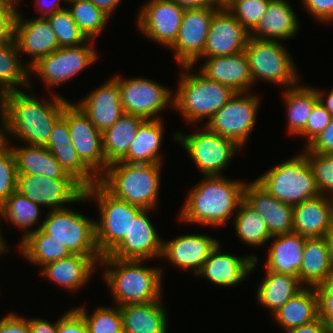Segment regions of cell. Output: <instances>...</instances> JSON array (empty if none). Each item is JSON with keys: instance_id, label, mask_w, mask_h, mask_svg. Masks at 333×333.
Instances as JSON below:
<instances>
[{"instance_id": "obj_1", "label": "cell", "mask_w": 333, "mask_h": 333, "mask_svg": "<svg viewBox=\"0 0 333 333\" xmlns=\"http://www.w3.org/2000/svg\"><path fill=\"white\" fill-rule=\"evenodd\" d=\"M52 96L50 101H42L21 90L3 94L0 97L1 139H7L9 134L27 145L45 147L54 124L69 103L63 96L54 93Z\"/></svg>"}, {"instance_id": "obj_11", "label": "cell", "mask_w": 333, "mask_h": 333, "mask_svg": "<svg viewBox=\"0 0 333 333\" xmlns=\"http://www.w3.org/2000/svg\"><path fill=\"white\" fill-rule=\"evenodd\" d=\"M246 94V95H244ZM258 95L235 93L205 124L212 132L233 140L243 148L256 124Z\"/></svg>"}, {"instance_id": "obj_10", "label": "cell", "mask_w": 333, "mask_h": 333, "mask_svg": "<svg viewBox=\"0 0 333 333\" xmlns=\"http://www.w3.org/2000/svg\"><path fill=\"white\" fill-rule=\"evenodd\" d=\"M38 228L63 243L72 254L101 256L95 240V221L68 207L50 210Z\"/></svg>"}, {"instance_id": "obj_59", "label": "cell", "mask_w": 333, "mask_h": 333, "mask_svg": "<svg viewBox=\"0 0 333 333\" xmlns=\"http://www.w3.org/2000/svg\"><path fill=\"white\" fill-rule=\"evenodd\" d=\"M61 0H52V2L47 3V1L44 0H36L34 3L35 6L39 7V11L42 10V15L39 17H47L48 15L54 14L55 12H58L60 10L65 9L64 7L60 6ZM41 8V9H40Z\"/></svg>"}, {"instance_id": "obj_34", "label": "cell", "mask_w": 333, "mask_h": 333, "mask_svg": "<svg viewBox=\"0 0 333 333\" xmlns=\"http://www.w3.org/2000/svg\"><path fill=\"white\" fill-rule=\"evenodd\" d=\"M16 160L17 173H27L48 178H73L69 175L53 154L42 146L12 147Z\"/></svg>"}, {"instance_id": "obj_17", "label": "cell", "mask_w": 333, "mask_h": 333, "mask_svg": "<svg viewBox=\"0 0 333 333\" xmlns=\"http://www.w3.org/2000/svg\"><path fill=\"white\" fill-rule=\"evenodd\" d=\"M139 11L140 32L153 42L170 47L177 38L185 8L174 0H149Z\"/></svg>"}, {"instance_id": "obj_15", "label": "cell", "mask_w": 333, "mask_h": 333, "mask_svg": "<svg viewBox=\"0 0 333 333\" xmlns=\"http://www.w3.org/2000/svg\"><path fill=\"white\" fill-rule=\"evenodd\" d=\"M68 122L72 144L81 162L99 179L107 170L102 133L80 107L69 102L62 115Z\"/></svg>"}, {"instance_id": "obj_52", "label": "cell", "mask_w": 333, "mask_h": 333, "mask_svg": "<svg viewBox=\"0 0 333 333\" xmlns=\"http://www.w3.org/2000/svg\"><path fill=\"white\" fill-rule=\"evenodd\" d=\"M308 13L319 22H333V0H301Z\"/></svg>"}, {"instance_id": "obj_65", "label": "cell", "mask_w": 333, "mask_h": 333, "mask_svg": "<svg viewBox=\"0 0 333 333\" xmlns=\"http://www.w3.org/2000/svg\"><path fill=\"white\" fill-rule=\"evenodd\" d=\"M234 0H211L212 5L217 8H227Z\"/></svg>"}, {"instance_id": "obj_55", "label": "cell", "mask_w": 333, "mask_h": 333, "mask_svg": "<svg viewBox=\"0 0 333 333\" xmlns=\"http://www.w3.org/2000/svg\"><path fill=\"white\" fill-rule=\"evenodd\" d=\"M0 333H30L29 319L9 312L0 319Z\"/></svg>"}, {"instance_id": "obj_36", "label": "cell", "mask_w": 333, "mask_h": 333, "mask_svg": "<svg viewBox=\"0 0 333 333\" xmlns=\"http://www.w3.org/2000/svg\"><path fill=\"white\" fill-rule=\"evenodd\" d=\"M144 120L140 116L124 113L113 126L102 133L103 152L108 164L120 161L127 154Z\"/></svg>"}, {"instance_id": "obj_20", "label": "cell", "mask_w": 333, "mask_h": 333, "mask_svg": "<svg viewBox=\"0 0 333 333\" xmlns=\"http://www.w3.org/2000/svg\"><path fill=\"white\" fill-rule=\"evenodd\" d=\"M15 21V34L19 53L31 56L27 67L34 65L40 58L59 49L58 39L49 21L45 17L22 19L19 13Z\"/></svg>"}, {"instance_id": "obj_35", "label": "cell", "mask_w": 333, "mask_h": 333, "mask_svg": "<svg viewBox=\"0 0 333 333\" xmlns=\"http://www.w3.org/2000/svg\"><path fill=\"white\" fill-rule=\"evenodd\" d=\"M266 271L265 278L259 285L256 299L272 312L279 310L288 300L301 291L303 285L299 278L289 274Z\"/></svg>"}, {"instance_id": "obj_12", "label": "cell", "mask_w": 333, "mask_h": 333, "mask_svg": "<svg viewBox=\"0 0 333 333\" xmlns=\"http://www.w3.org/2000/svg\"><path fill=\"white\" fill-rule=\"evenodd\" d=\"M17 192L30 201L50 210L67 208L65 203L87 201L84 187L74 178H48L46 176L18 173Z\"/></svg>"}, {"instance_id": "obj_2", "label": "cell", "mask_w": 333, "mask_h": 333, "mask_svg": "<svg viewBox=\"0 0 333 333\" xmlns=\"http://www.w3.org/2000/svg\"><path fill=\"white\" fill-rule=\"evenodd\" d=\"M204 181L191 188L179 214L185 223L223 226L243 200L245 182L223 175L203 176Z\"/></svg>"}, {"instance_id": "obj_44", "label": "cell", "mask_w": 333, "mask_h": 333, "mask_svg": "<svg viewBox=\"0 0 333 333\" xmlns=\"http://www.w3.org/2000/svg\"><path fill=\"white\" fill-rule=\"evenodd\" d=\"M65 171L84 188L99 182V179L81 162L74 146L46 147Z\"/></svg>"}, {"instance_id": "obj_39", "label": "cell", "mask_w": 333, "mask_h": 333, "mask_svg": "<svg viewBox=\"0 0 333 333\" xmlns=\"http://www.w3.org/2000/svg\"><path fill=\"white\" fill-rule=\"evenodd\" d=\"M19 54L15 39L0 44V97L5 93L21 90L17 86L32 88L30 68L21 63Z\"/></svg>"}, {"instance_id": "obj_51", "label": "cell", "mask_w": 333, "mask_h": 333, "mask_svg": "<svg viewBox=\"0 0 333 333\" xmlns=\"http://www.w3.org/2000/svg\"><path fill=\"white\" fill-rule=\"evenodd\" d=\"M57 333H89V329L83 317L72 308L57 320Z\"/></svg>"}, {"instance_id": "obj_56", "label": "cell", "mask_w": 333, "mask_h": 333, "mask_svg": "<svg viewBox=\"0 0 333 333\" xmlns=\"http://www.w3.org/2000/svg\"><path fill=\"white\" fill-rule=\"evenodd\" d=\"M17 14H0V44L14 40Z\"/></svg>"}, {"instance_id": "obj_58", "label": "cell", "mask_w": 333, "mask_h": 333, "mask_svg": "<svg viewBox=\"0 0 333 333\" xmlns=\"http://www.w3.org/2000/svg\"><path fill=\"white\" fill-rule=\"evenodd\" d=\"M286 333H328V326L320 319L285 331Z\"/></svg>"}, {"instance_id": "obj_61", "label": "cell", "mask_w": 333, "mask_h": 333, "mask_svg": "<svg viewBox=\"0 0 333 333\" xmlns=\"http://www.w3.org/2000/svg\"><path fill=\"white\" fill-rule=\"evenodd\" d=\"M185 9L213 6L211 0H174Z\"/></svg>"}, {"instance_id": "obj_27", "label": "cell", "mask_w": 333, "mask_h": 333, "mask_svg": "<svg viewBox=\"0 0 333 333\" xmlns=\"http://www.w3.org/2000/svg\"><path fill=\"white\" fill-rule=\"evenodd\" d=\"M102 256H85L71 254L66 258L50 262L42 266L40 273L56 285L68 289L69 292L80 290L88 283L95 272Z\"/></svg>"}, {"instance_id": "obj_24", "label": "cell", "mask_w": 333, "mask_h": 333, "mask_svg": "<svg viewBox=\"0 0 333 333\" xmlns=\"http://www.w3.org/2000/svg\"><path fill=\"white\" fill-rule=\"evenodd\" d=\"M77 105L101 133L113 126L124 114L120 90L114 78L92 90Z\"/></svg>"}, {"instance_id": "obj_32", "label": "cell", "mask_w": 333, "mask_h": 333, "mask_svg": "<svg viewBox=\"0 0 333 333\" xmlns=\"http://www.w3.org/2000/svg\"><path fill=\"white\" fill-rule=\"evenodd\" d=\"M333 272V263L326 237L307 238L299 271L300 282L315 287Z\"/></svg>"}, {"instance_id": "obj_33", "label": "cell", "mask_w": 333, "mask_h": 333, "mask_svg": "<svg viewBox=\"0 0 333 333\" xmlns=\"http://www.w3.org/2000/svg\"><path fill=\"white\" fill-rule=\"evenodd\" d=\"M284 330L309 324L319 318L318 295L315 287H304L273 315Z\"/></svg>"}, {"instance_id": "obj_47", "label": "cell", "mask_w": 333, "mask_h": 333, "mask_svg": "<svg viewBox=\"0 0 333 333\" xmlns=\"http://www.w3.org/2000/svg\"><path fill=\"white\" fill-rule=\"evenodd\" d=\"M271 0H234L228 11L251 33L260 22Z\"/></svg>"}, {"instance_id": "obj_19", "label": "cell", "mask_w": 333, "mask_h": 333, "mask_svg": "<svg viewBox=\"0 0 333 333\" xmlns=\"http://www.w3.org/2000/svg\"><path fill=\"white\" fill-rule=\"evenodd\" d=\"M250 33L228 11L220 8L210 24L203 54L192 64L194 66L201 57L233 55L245 51Z\"/></svg>"}, {"instance_id": "obj_18", "label": "cell", "mask_w": 333, "mask_h": 333, "mask_svg": "<svg viewBox=\"0 0 333 333\" xmlns=\"http://www.w3.org/2000/svg\"><path fill=\"white\" fill-rule=\"evenodd\" d=\"M150 210L142 209L132 218L128 234H125L123 240L106 256L135 260H150L159 256L162 258L163 241L149 220Z\"/></svg>"}, {"instance_id": "obj_31", "label": "cell", "mask_w": 333, "mask_h": 333, "mask_svg": "<svg viewBox=\"0 0 333 333\" xmlns=\"http://www.w3.org/2000/svg\"><path fill=\"white\" fill-rule=\"evenodd\" d=\"M162 119H145L139 126L127 154L120 160L137 164H162L160 147L163 142Z\"/></svg>"}, {"instance_id": "obj_3", "label": "cell", "mask_w": 333, "mask_h": 333, "mask_svg": "<svg viewBox=\"0 0 333 333\" xmlns=\"http://www.w3.org/2000/svg\"><path fill=\"white\" fill-rule=\"evenodd\" d=\"M146 260L103 256L104 281L117 306L143 304L162 298L163 268L145 267ZM111 266V267H110Z\"/></svg>"}, {"instance_id": "obj_62", "label": "cell", "mask_w": 333, "mask_h": 333, "mask_svg": "<svg viewBox=\"0 0 333 333\" xmlns=\"http://www.w3.org/2000/svg\"><path fill=\"white\" fill-rule=\"evenodd\" d=\"M19 0H0V14H18L16 4Z\"/></svg>"}, {"instance_id": "obj_37", "label": "cell", "mask_w": 333, "mask_h": 333, "mask_svg": "<svg viewBox=\"0 0 333 333\" xmlns=\"http://www.w3.org/2000/svg\"><path fill=\"white\" fill-rule=\"evenodd\" d=\"M19 243V251L23 257L41 267L72 254L63 243L58 242L42 228L30 230Z\"/></svg>"}, {"instance_id": "obj_7", "label": "cell", "mask_w": 333, "mask_h": 333, "mask_svg": "<svg viewBox=\"0 0 333 333\" xmlns=\"http://www.w3.org/2000/svg\"><path fill=\"white\" fill-rule=\"evenodd\" d=\"M89 201L98 204L100 221H95V240L100 255H108L128 234L132 218L142 208L110 194L99 182L84 188ZM91 199V200H90Z\"/></svg>"}, {"instance_id": "obj_66", "label": "cell", "mask_w": 333, "mask_h": 333, "mask_svg": "<svg viewBox=\"0 0 333 333\" xmlns=\"http://www.w3.org/2000/svg\"><path fill=\"white\" fill-rule=\"evenodd\" d=\"M1 220V219H0ZM0 225H2L1 223H0ZM2 233H1V231H0V254H2V253H6L7 251H8V247L9 246H6L7 245V243L5 242V240H4V238L2 237V235H1Z\"/></svg>"}, {"instance_id": "obj_46", "label": "cell", "mask_w": 333, "mask_h": 333, "mask_svg": "<svg viewBox=\"0 0 333 333\" xmlns=\"http://www.w3.org/2000/svg\"><path fill=\"white\" fill-rule=\"evenodd\" d=\"M10 140H0V206L17 191V167Z\"/></svg>"}, {"instance_id": "obj_41", "label": "cell", "mask_w": 333, "mask_h": 333, "mask_svg": "<svg viewBox=\"0 0 333 333\" xmlns=\"http://www.w3.org/2000/svg\"><path fill=\"white\" fill-rule=\"evenodd\" d=\"M39 207L40 205L15 191L0 206V219L3 217L7 222L10 221L16 227L25 230L23 239L30 233L28 228L38 223L41 211Z\"/></svg>"}, {"instance_id": "obj_21", "label": "cell", "mask_w": 333, "mask_h": 333, "mask_svg": "<svg viewBox=\"0 0 333 333\" xmlns=\"http://www.w3.org/2000/svg\"><path fill=\"white\" fill-rule=\"evenodd\" d=\"M243 200L262 216L271 236L293 232V205L278 200L255 180L244 185Z\"/></svg>"}, {"instance_id": "obj_67", "label": "cell", "mask_w": 333, "mask_h": 333, "mask_svg": "<svg viewBox=\"0 0 333 333\" xmlns=\"http://www.w3.org/2000/svg\"><path fill=\"white\" fill-rule=\"evenodd\" d=\"M328 333H333V324L328 326Z\"/></svg>"}, {"instance_id": "obj_50", "label": "cell", "mask_w": 333, "mask_h": 333, "mask_svg": "<svg viewBox=\"0 0 333 333\" xmlns=\"http://www.w3.org/2000/svg\"><path fill=\"white\" fill-rule=\"evenodd\" d=\"M318 295L319 318L327 325L333 324V272L326 281L315 286Z\"/></svg>"}, {"instance_id": "obj_57", "label": "cell", "mask_w": 333, "mask_h": 333, "mask_svg": "<svg viewBox=\"0 0 333 333\" xmlns=\"http://www.w3.org/2000/svg\"><path fill=\"white\" fill-rule=\"evenodd\" d=\"M30 333H57V321L51 323L41 318L29 319Z\"/></svg>"}, {"instance_id": "obj_16", "label": "cell", "mask_w": 333, "mask_h": 333, "mask_svg": "<svg viewBox=\"0 0 333 333\" xmlns=\"http://www.w3.org/2000/svg\"><path fill=\"white\" fill-rule=\"evenodd\" d=\"M215 6L185 9L175 42L169 47L180 66L192 65L204 51Z\"/></svg>"}, {"instance_id": "obj_49", "label": "cell", "mask_w": 333, "mask_h": 333, "mask_svg": "<svg viewBox=\"0 0 333 333\" xmlns=\"http://www.w3.org/2000/svg\"><path fill=\"white\" fill-rule=\"evenodd\" d=\"M332 118L333 116L320 102L314 106L305 128L298 134L300 137H306L305 147L329 125Z\"/></svg>"}, {"instance_id": "obj_64", "label": "cell", "mask_w": 333, "mask_h": 333, "mask_svg": "<svg viewBox=\"0 0 333 333\" xmlns=\"http://www.w3.org/2000/svg\"><path fill=\"white\" fill-rule=\"evenodd\" d=\"M325 237H326L327 243L329 245L331 260H332V263H333V226L328 231V233L326 234Z\"/></svg>"}, {"instance_id": "obj_42", "label": "cell", "mask_w": 333, "mask_h": 333, "mask_svg": "<svg viewBox=\"0 0 333 333\" xmlns=\"http://www.w3.org/2000/svg\"><path fill=\"white\" fill-rule=\"evenodd\" d=\"M67 8L80 31L87 39L94 40L107 25L109 16L90 0H73Z\"/></svg>"}, {"instance_id": "obj_30", "label": "cell", "mask_w": 333, "mask_h": 333, "mask_svg": "<svg viewBox=\"0 0 333 333\" xmlns=\"http://www.w3.org/2000/svg\"><path fill=\"white\" fill-rule=\"evenodd\" d=\"M126 333H167V311L162 298L143 304L119 306Z\"/></svg>"}, {"instance_id": "obj_25", "label": "cell", "mask_w": 333, "mask_h": 333, "mask_svg": "<svg viewBox=\"0 0 333 333\" xmlns=\"http://www.w3.org/2000/svg\"><path fill=\"white\" fill-rule=\"evenodd\" d=\"M205 59L206 61L199 71L209 79L231 88L236 93H246L249 87L253 86L254 82L245 51Z\"/></svg>"}, {"instance_id": "obj_45", "label": "cell", "mask_w": 333, "mask_h": 333, "mask_svg": "<svg viewBox=\"0 0 333 333\" xmlns=\"http://www.w3.org/2000/svg\"><path fill=\"white\" fill-rule=\"evenodd\" d=\"M57 36L59 47L78 46L88 39L80 31L67 8L45 17Z\"/></svg>"}, {"instance_id": "obj_9", "label": "cell", "mask_w": 333, "mask_h": 333, "mask_svg": "<svg viewBox=\"0 0 333 333\" xmlns=\"http://www.w3.org/2000/svg\"><path fill=\"white\" fill-rule=\"evenodd\" d=\"M175 140L181 143L204 176L222 175L230 160L241 148L231 139L210 131L205 125L201 131L184 135L177 132Z\"/></svg>"}, {"instance_id": "obj_8", "label": "cell", "mask_w": 333, "mask_h": 333, "mask_svg": "<svg viewBox=\"0 0 333 333\" xmlns=\"http://www.w3.org/2000/svg\"><path fill=\"white\" fill-rule=\"evenodd\" d=\"M286 49L277 40H262L249 37L245 52L248 57L253 82L263 78L267 82L277 83L276 85H285L286 88L297 85L300 78L293 58Z\"/></svg>"}, {"instance_id": "obj_5", "label": "cell", "mask_w": 333, "mask_h": 333, "mask_svg": "<svg viewBox=\"0 0 333 333\" xmlns=\"http://www.w3.org/2000/svg\"><path fill=\"white\" fill-rule=\"evenodd\" d=\"M184 69L173 95V108L179 111L187 123L208 120L236 93L231 88L209 79L200 71L190 72L192 65ZM199 73V74H198Z\"/></svg>"}, {"instance_id": "obj_14", "label": "cell", "mask_w": 333, "mask_h": 333, "mask_svg": "<svg viewBox=\"0 0 333 333\" xmlns=\"http://www.w3.org/2000/svg\"><path fill=\"white\" fill-rule=\"evenodd\" d=\"M88 41L94 42V40L88 39L81 45L61 47L40 58L30 67V80H32L31 74L35 72L51 89V87L65 83L77 76L85 68L96 62L98 58V53L92 48L91 43V46L89 45Z\"/></svg>"}, {"instance_id": "obj_22", "label": "cell", "mask_w": 333, "mask_h": 333, "mask_svg": "<svg viewBox=\"0 0 333 333\" xmlns=\"http://www.w3.org/2000/svg\"><path fill=\"white\" fill-rule=\"evenodd\" d=\"M219 241L207 234H186L163 241L162 257L181 269L197 275Z\"/></svg>"}, {"instance_id": "obj_43", "label": "cell", "mask_w": 333, "mask_h": 333, "mask_svg": "<svg viewBox=\"0 0 333 333\" xmlns=\"http://www.w3.org/2000/svg\"><path fill=\"white\" fill-rule=\"evenodd\" d=\"M84 319L89 333H121L123 331L120 307H97L88 315L84 307L74 308Z\"/></svg>"}, {"instance_id": "obj_53", "label": "cell", "mask_w": 333, "mask_h": 333, "mask_svg": "<svg viewBox=\"0 0 333 333\" xmlns=\"http://www.w3.org/2000/svg\"><path fill=\"white\" fill-rule=\"evenodd\" d=\"M304 151L333 154V118L329 125L306 147Z\"/></svg>"}, {"instance_id": "obj_28", "label": "cell", "mask_w": 333, "mask_h": 333, "mask_svg": "<svg viewBox=\"0 0 333 333\" xmlns=\"http://www.w3.org/2000/svg\"><path fill=\"white\" fill-rule=\"evenodd\" d=\"M298 18L286 0H271L260 22L250 33L251 38L283 41L299 31Z\"/></svg>"}, {"instance_id": "obj_4", "label": "cell", "mask_w": 333, "mask_h": 333, "mask_svg": "<svg viewBox=\"0 0 333 333\" xmlns=\"http://www.w3.org/2000/svg\"><path fill=\"white\" fill-rule=\"evenodd\" d=\"M162 164L117 161L108 165L99 183L114 197L142 209L157 205Z\"/></svg>"}, {"instance_id": "obj_48", "label": "cell", "mask_w": 333, "mask_h": 333, "mask_svg": "<svg viewBox=\"0 0 333 333\" xmlns=\"http://www.w3.org/2000/svg\"><path fill=\"white\" fill-rule=\"evenodd\" d=\"M312 168L317 189L321 195L333 197V154H319L304 151Z\"/></svg>"}, {"instance_id": "obj_60", "label": "cell", "mask_w": 333, "mask_h": 333, "mask_svg": "<svg viewBox=\"0 0 333 333\" xmlns=\"http://www.w3.org/2000/svg\"><path fill=\"white\" fill-rule=\"evenodd\" d=\"M90 1L110 17L114 14L113 12L116 10L118 4L122 0H90Z\"/></svg>"}, {"instance_id": "obj_68", "label": "cell", "mask_w": 333, "mask_h": 333, "mask_svg": "<svg viewBox=\"0 0 333 333\" xmlns=\"http://www.w3.org/2000/svg\"><path fill=\"white\" fill-rule=\"evenodd\" d=\"M64 2H68V4H69V2H72L73 0H63Z\"/></svg>"}, {"instance_id": "obj_26", "label": "cell", "mask_w": 333, "mask_h": 333, "mask_svg": "<svg viewBox=\"0 0 333 333\" xmlns=\"http://www.w3.org/2000/svg\"><path fill=\"white\" fill-rule=\"evenodd\" d=\"M319 195L293 206V232L307 238L325 237L333 226V197Z\"/></svg>"}, {"instance_id": "obj_23", "label": "cell", "mask_w": 333, "mask_h": 333, "mask_svg": "<svg viewBox=\"0 0 333 333\" xmlns=\"http://www.w3.org/2000/svg\"><path fill=\"white\" fill-rule=\"evenodd\" d=\"M220 242L211 251L196 276H203L218 286H233L243 282L255 270L258 257L247 255L244 258L232 253H221ZM248 275V276H247Z\"/></svg>"}, {"instance_id": "obj_6", "label": "cell", "mask_w": 333, "mask_h": 333, "mask_svg": "<svg viewBox=\"0 0 333 333\" xmlns=\"http://www.w3.org/2000/svg\"><path fill=\"white\" fill-rule=\"evenodd\" d=\"M300 153L255 180L269 194L293 206L320 195L306 154Z\"/></svg>"}, {"instance_id": "obj_54", "label": "cell", "mask_w": 333, "mask_h": 333, "mask_svg": "<svg viewBox=\"0 0 333 333\" xmlns=\"http://www.w3.org/2000/svg\"><path fill=\"white\" fill-rule=\"evenodd\" d=\"M73 146L67 120L61 116L53 126L50 139L45 147Z\"/></svg>"}, {"instance_id": "obj_29", "label": "cell", "mask_w": 333, "mask_h": 333, "mask_svg": "<svg viewBox=\"0 0 333 333\" xmlns=\"http://www.w3.org/2000/svg\"><path fill=\"white\" fill-rule=\"evenodd\" d=\"M274 241L269 247L266 270L289 274L299 278L307 237L291 232L271 237ZM276 238V239H274Z\"/></svg>"}, {"instance_id": "obj_63", "label": "cell", "mask_w": 333, "mask_h": 333, "mask_svg": "<svg viewBox=\"0 0 333 333\" xmlns=\"http://www.w3.org/2000/svg\"><path fill=\"white\" fill-rule=\"evenodd\" d=\"M319 97V102L326 108V110L333 116V89L328 93L327 99L325 100L324 91L316 89Z\"/></svg>"}, {"instance_id": "obj_13", "label": "cell", "mask_w": 333, "mask_h": 333, "mask_svg": "<svg viewBox=\"0 0 333 333\" xmlns=\"http://www.w3.org/2000/svg\"><path fill=\"white\" fill-rule=\"evenodd\" d=\"M113 78L118 83L124 113L144 119H161L157 116L159 112L166 106L173 107L174 94L156 81L140 77L123 78L117 74Z\"/></svg>"}, {"instance_id": "obj_38", "label": "cell", "mask_w": 333, "mask_h": 333, "mask_svg": "<svg viewBox=\"0 0 333 333\" xmlns=\"http://www.w3.org/2000/svg\"><path fill=\"white\" fill-rule=\"evenodd\" d=\"M287 110L288 132L298 135L306 126L314 106L319 102L316 88L297 84L283 93Z\"/></svg>"}, {"instance_id": "obj_40", "label": "cell", "mask_w": 333, "mask_h": 333, "mask_svg": "<svg viewBox=\"0 0 333 333\" xmlns=\"http://www.w3.org/2000/svg\"><path fill=\"white\" fill-rule=\"evenodd\" d=\"M235 214L234 226L236 235L249 246L259 247L271 239L266 222L244 200L239 203Z\"/></svg>"}]
</instances>
